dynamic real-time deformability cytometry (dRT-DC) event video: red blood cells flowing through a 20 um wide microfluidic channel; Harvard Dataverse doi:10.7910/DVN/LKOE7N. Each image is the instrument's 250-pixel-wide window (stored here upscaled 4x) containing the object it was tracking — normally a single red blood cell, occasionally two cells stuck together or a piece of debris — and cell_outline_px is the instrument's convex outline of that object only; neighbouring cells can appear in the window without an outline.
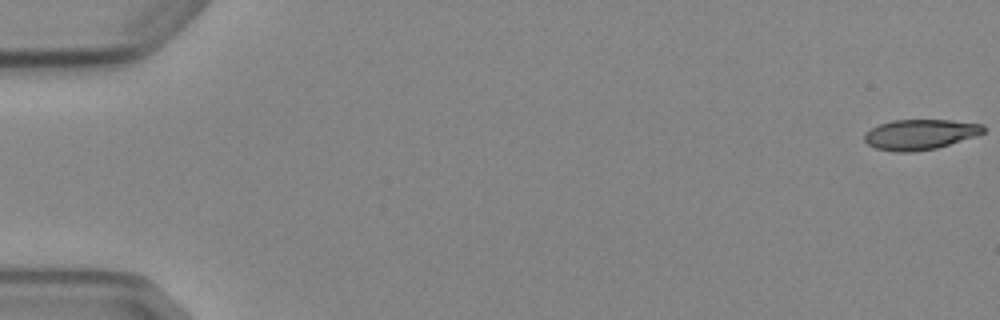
{"species": "Egyptian fruit bat (a non-hibernating species)", "species_latin": "Rousettus aegyptiacus", "temperature_condition": "cold", "stored_images_in_passage": 7, "camera_frame_rate_fps": 3000, "um_per_image_px": 0.085, "animal": {"sex": "female"}, "frame": {"image": 1, "passage_image": 1, "time_ms": 0.0, "image_size_px": [1000, 320], "cell_outline_px": [[984, 132], [976, 136], [936, 148], [912, 152], [896, 152], [876, 148], [868, 144], [864, 140], [864, 132], [880, 124], [892, 120], [952, 120], [984, 124]], "centroid_in_image_um": [78.2, 11.42], "position_along_channel_um": 6.8, "area_um2": 20.98}}
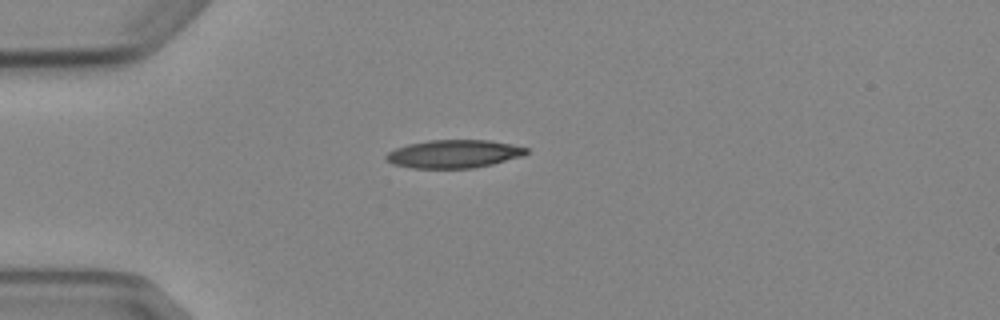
{"frame": {"image": 2, "passage_image": 4, "time_ms": 4.667, "image_size_px": [1000, 320], "cell_outline_px": [[528, 152], [524, 156], [492, 164], [472, 168], [412, 168], [392, 164], [384, 156], [388, 152], [396, 148], [408, 144], [428, 140], [488, 140], [528, 148]], "centroid_in_image_um": [38.57, 13.08], "position_along_channel_um": 46.4, "area_um2": 22.89}}
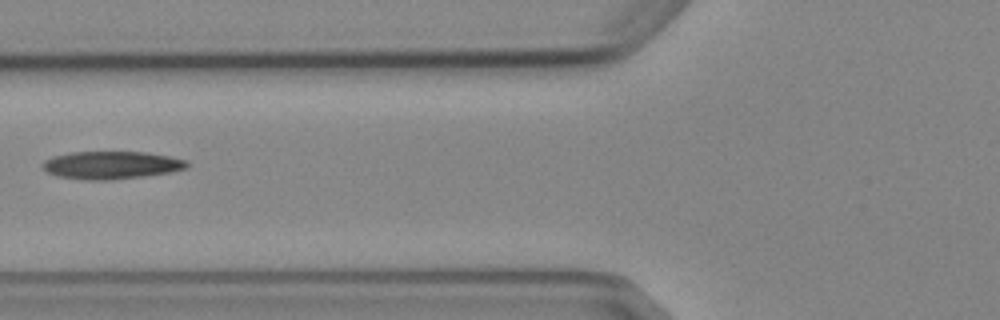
{"frame": {"image": 3, "passage_image": 6, "time_ms": 7.0, "image_size_px": [1000, 320], "cell_outline_px": [[188, 168], [172, 172], [144, 176], [112, 180], [84, 180], [56, 176], [48, 172], [40, 164], [44, 160], [52, 156], [72, 152], [144, 152], [168, 156], [188, 160]], "centroid_in_image_um": [9.46, 14.04], "position_along_channel_um": 116.3, "area_um2": 23.52}}